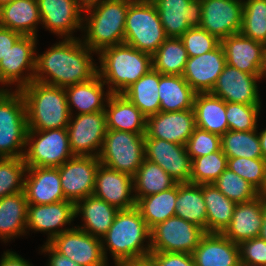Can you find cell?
I'll list each match as a JSON object with an SVG mask.
<instances>
[{
    "mask_svg": "<svg viewBox=\"0 0 266 266\" xmlns=\"http://www.w3.org/2000/svg\"><path fill=\"white\" fill-rule=\"evenodd\" d=\"M151 252H177L192 254L206 234L200 226L178 216L156 224L150 229Z\"/></svg>",
    "mask_w": 266,
    "mask_h": 266,
    "instance_id": "obj_10",
    "label": "cell"
},
{
    "mask_svg": "<svg viewBox=\"0 0 266 266\" xmlns=\"http://www.w3.org/2000/svg\"><path fill=\"white\" fill-rule=\"evenodd\" d=\"M240 33L266 45V0L243 1Z\"/></svg>",
    "mask_w": 266,
    "mask_h": 266,
    "instance_id": "obj_43",
    "label": "cell"
},
{
    "mask_svg": "<svg viewBox=\"0 0 266 266\" xmlns=\"http://www.w3.org/2000/svg\"><path fill=\"white\" fill-rule=\"evenodd\" d=\"M167 38L153 2L132 0L126 15L124 43L153 55Z\"/></svg>",
    "mask_w": 266,
    "mask_h": 266,
    "instance_id": "obj_6",
    "label": "cell"
},
{
    "mask_svg": "<svg viewBox=\"0 0 266 266\" xmlns=\"http://www.w3.org/2000/svg\"><path fill=\"white\" fill-rule=\"evenodd\" d=\"M175 215L192 222L206 232V206L202 194V185L177 183V200L175 203Z\"/></svg>",
    "mask_w": 266,
    "mask_h": 266,
    "instance_id": "obj_36",
    "label": "cell"
},
{
    "mask_svg": "<svg viewBox=\"0 0 266 266\" xmlns=\"http://www.w3.org/2000/svg\"><path fill=\"white\" fill-rule=\"evenodd\" d=\"M263 159L266 160V129L258 133Z\"/></svg>",
    "mask_w": 266,
    "mask_h": 266,
    "instance_id": "obj_57",
    "label": "cell"
},
{
    "mask_svg": "<svg viewBox=\"0 0 266 266\" xmlns=\"http://www.w3.org/2000/svg\"><path fill=\"white\" fill-rule=\"evenodd\" d=\"M72 119L71 115L67 131L73 155L98 157L107 132L105 111L77 114L73 121ZM97 149L98 151H96Z\"/></svg>",
    "mask_w": 266,
    "mask_h": 266,
    "instance_id": "obj_11",
    "label": "cell"
},
{
    "mask_svg": "<svg viewBox=\"0 0 266 266\" xmlns=\"http://www.w3.org/2000/svg\"><path fill=\"white\" fill-rule=\"evenodd\" d=\"M14 0H0V8L4 5L10 4Z\"/></svg>",
    "mask_w": 266,
    "mask_h": 266,
    "instance_id": "obj_60",
    "label": "cell"
},
{
    "mask_svg": "<svg viewBox=\"0 0 266 266\" xmlns=\"http://www.w3.org/2000/svg\"><path fill=\"white\" fill-rule=\"evenodd\" d=\"M41 23L37 0H14L0 8V26L20 33L36 35V25Z\"/></svg>",
    "mask_w": 266,
    "mask_h": 266,
    "instance_id": "obj_30",
    "label": "cell"
},
{
    "mask_svg": "<svg viewBox=\"0 0 266 266\" xmlns=\"http://www.w3.org/2000/svg\"><path fill=\"white\" fill-rule=\"evenodd\" d=\"M105 100L107 129L146 134L147 117L124 95L111 94Z\"/></svg>",
    "mask_w": 266,
    "mask_h": 266,
    "instance_id": "obj_28",
    "label": "cell"
},
{
    "mask_svg": "<svg viewBox=\"0 0 266 266\" xmlns=\"http://www.w3.org/2000/svg\"><path fill=\"white\" fill-rule=\"evenodd\" d=\"M84 6L97 0H79Z\"/></svg>",
    "mask_w": 266,
    "mask_h": 266,
    "instance_id": "obj_61",
    "label": "cell"
},
{
    "mask_svg": "<svg viewBox=\"0 0 266 266\" xmlns=\"http://www.w3.org/2000/svg\"><path fill=\"white\" fill-rule=\"evenodd\" d=\"M221 150L227 158H263L257 129L251 131H226L221 136Z\"/></svg>",
    "mask_w": 266,
    "mask_h": 266,
    "instance_id": "obj_41",
    "label": "cell"
},
{
    "mask_svg": "<svg viewBox=\"0 0 266 266\" xmlns=\"http://www.w3.org/2000/svg\"><path fill=\"white\" fill-rule=\"evenodd\" d=\"M221 45L228 65L245 73L259 75L265 44L236 33L222 39Z\"/></svg>",
    "mask_w": 266,
    "mask_h": 266,
    "instance_id": "obj_26",
    "label": "cell"
},
{
    "mask_svg": "<svg viewBox=\"0 0 266 266\" xmlns=\"http://www.w3.org/2000/svg\"><path fill=\"white\" fill-rule=\"evenodd\" d=\"M119 266H155L150 258L127 261L121 263Z\"/></svg>",
    "mask_w": 266,
    "mask_h": 266,
    "instance_id": "obj_55",
    "label": "cell"
},
{
    "mask_svg": "<svg viewBox=\"0 0 266 266\" xmlns=\"http://www.w3.org/2000/svg\"><path fill=\"white\" fill-rule=\"evenodd\" d=\"M74 218L75 204L69 200L41 205L28 204L26 228L49 232L47 242H50L55 236L70 230L71 228L59 229L58 227L71 224Z\"/></svg>",
    "mask_w": 266,
    "mask_h": 266,
    "instance_id": "obj_23",
    "label": "cell"
},
{
    "mask_svg": "<svg viewBox=\"0 0 266 266\" xmlns=\"http://www.w3.org/2000/svg\"><path fill=\"white\" fill-rule=\"evenodd\" d=\"M92 52L80 39L65 38L36 55L34 80L61 88L87 82L98 74Z\"/></svg>",
    "mask_w": 266,
    "mask_h": 266,
    "instance_id": "obj_1",
    "label": "cell"
},
{
    "mask_svg": "<svg viewBox=\"0 0 266 266\" xmlns=\"http://www.w3.org/2000/svg\"><path fill=\"white\" fill-rule=\"evenodd\" d=\"M167 37L180 38L188 29L200 27L202 0H151Z\"/></svg>",
    "mask_w": 266,
    "mask_h": 266,
    "instance_id": "obj_17",
    "label": "cell"
},
{
    "mask_svg": "<svg viewBox=\"0 0 266 266\" xmlns=\"http://www.w3.org/2000/svg\"><path fill=\"white\" fill-rule=\"evenodd\" d=\"M261 105H247L226 102V117L228 130L251 131L256 130L257 118Z\"/></svg>",
    "mask_w": 266,
    "mask_h": 266,
    "instance_id": "obj_46",
    "label": "cell"
},
{
    "mask_svg": "<svg viewBox=\"0 0 266 266\" xmlns=\"http://www.w3.org/2000/svg\"><path fill=\"white\" fill-rule=\"evenodd\" d=\"M196 128L194 109L159 112L147 117L145 138H158L186 145Z\"/></svg>",
    "mask_w": 266,
    "mask_h": 266,
    "instance_id": "obj_20",
    "label": "cell"
},
{
    "mask_svg": "<svg viewBox=\"0 0 266 266\" xmlns=\"http://www.w3.org/2000/svg\"><path fill=\"white\" fill-rule=\"evenodd\" d=\"M228 158L220 149L214 153L194 158L191 166L190 183L213 184L226 170Z\"/></svg>",
    "mask_w": 266,
    "mask_h": 266,
    "instance_id": "obj_42",
    "label": "cell"
},
{
    "mask_svg": "<svg viewBox=\"0 0 266 266\" xmlns=\"http://www.w3.org/2000/svg\"><path fill=\"white\" fill-rule=\"evenodd\" d=\"M240 263L266 266V241L259 237L239 244Z\"/></svg>",
    "mask_w": 266,
    "mask_h": 266,
    "instance_id": "obj_50",
    "label": "cell"
},
{
    "mask_svg": "<svg viewBox=\"0 0 266 266\" xmlns=\"http://www.w3.org/2000/svg\"><path fill=\"white\" fill-rule=\"evenodd\" d=\"M149 258L155 266H196L192 254L177 252H151Z\"/></svg>",
    "mask_w": 266,
    "mask_h": 266,
    "instance_id": "obj_51",
    "label": "cell"
},
{
    "mask_svg": "<svg viewBox=\"0 0 266 266\" xmlns=\"http://www.w3.org/2000/svg\"><path fill=\"white\" fill-rule=\"evenodd\" d=\"M258 195L261 196L262 198L266 199V175H265L263 186L258 191Z\"/></svg>",
    "mask_w": 266,
    "mask_h": 266,
    "instance_id": "obj_59",
    "label": "cell"
},
{
    "mask_svg": "<svg viewBox=\"0 0 266 266\" xmlns=\"http://www.w3.org/2000/svg\"><path fill=\"white\" fill-rule=\"evenodd\" d=\"M41 22L46 29L66 36L75 38L73 31L82 29L84 5L79 0H37Z\"/></svg>",
    "mask_w": 266,
    "mask_h": 266,
    "instance_id": "obj_19",
    "label": "cell"
},
{
    "mask_svg": "<svg viewBox=\"0 0 266 266\" xmlns=\"http://www.w3.org/2000/svg\"><path fill=\"white\" fill-rule=\"evenodd\" d=\"M177 184L160 193L145 196L136 202V208L151 229L156 224L175 216Z\"/></svg>",
    "mask_w": 266,
    "mask_h": 266,
    "instance_id": "obj_38",
    "label": "cell"
},
{
    "mask_svg": "<svg viewBox=\"0 0 266 266\" xmlns=\"http://www.w3.org/2000/svg\"><path fill=\"white\" fill-rule=\"evenodd\" d=\"M22 35L18 32L12 31L9 28L0 26V61L6 56L13 44Z\"/></svg>",
    "mask_w": 266,
    "mask_h": 266,
    "instance_id": "obj_52",
    "label": "cell"
},
{
    "mask_svg": "<svg viewBox=\"0 0 266 266\" xmlns=\"http://www.w3.org/2000/svg\"><path fill=\"white\" fill-rule=\"evenodd\" d=\"M98 54V75L110 85L108 91L111 94H122L153 68L152 55L125 43L106 47Z\"/></svg>",
    "mask_w": 266,
    "mask_h": 266,
    "instance_id": "obj_5",
    "label": "cell"
},
{
    "mask_svg": "<svg viewBox=\"0 0 266 266\" xmlns=\"http://www.w3.org/2000/svg\"><path fill=\"white\" fill-rule=\"evenodd\" d=\"M132 0H97L84 6L86 37L83 43L97 54L102 49L124 43L125 23ZM87 28V29H86Z\"/></svg>",
    "mask_w": 266,
    "mask_h": 266,
    "instance_id": "obj_4",
    "label": "cell"
},
{
    "mask_svg": "<svg viewBox=\"0 0 266 266\" xmlns=\"http://www.w3.org/2000/svg\"><path fill=\"white\" fill-rule=\"evenodd\" d=\"M98 157L74 156L58 167L65 200L74 204L93 195Z\"/></svg>",
    "mask_w": 266,
    "mask_h": 266,
    "instance_id": "obj_13",
    "label": "cell"
},
{
    "mask_svg": "<svg viewBox=\"0 0 266 266\" xmlns=\"http://www.w3.org/2000/svg\"><path fill=\"white\" fill-rule=\"evenodd\" d=\"M144 139L145 135L107 129L100 164L134 177L145 159Z\"/></svg>",
    "mask_w": 266,
    "mask_h": 266,
    "instance_id": "obj_8",
    "label": "cell"
},
{
    "mask_svg": "<svg viewBox=\"0 0 266 266\" xmlns=\"http://www.w3.org/2000/svg\"><path fill=\"white\" fill-rule=\"evenodd\" d=\"M45 243L42 252L50 253L48 266H79L67 256L58 253L48 242Z\"/></svg>",
    "mask_w": 266,
    "mask_h": 266,
    "instance_id": "obj_53",
    "label": "cell"
},
{
    "mask_svg": "<svg viewBox=\"0 0 266 266\" xmlns=\"http://www.w3.org/2000/svg\"><path fill=\"white\" fill-rule=\"evenodd\" d=\"M213 184L222 194L236 203L248 202L259 196L258 190L252 184L229 168H226Z\"/></svg>",
    "mask_w": 266,
    "mask_h": 266,
    "instance_id": "obj_45",
    "label": "cell"
},
{
    "mask_svg": "<svg viewBox=\"0 0 266 266\" xmlns=\"http://www.w3.org/2000/svg\"><path fill=\"white\" fill-rule=\"evenodd\" d=\"M221 149V136L202 130L198 127L186 143V150L193 160L194 158L214 153Z\"/></svg>",
    "mask_w": 266,
    "mask_h": 266,
    "instance_id": "obj_49",
    "label": "cell"
},
{
    "mask_svg": "<svg viewBox=\"0 0 266 266\" xmlns=\"http://www.w3.org/2000/svg\"><path fill=\"white\" fill-rule=\"evenodd\" d=\"M134 178L128 174L99 165L93 195L115 206L119 210H128L136 207Z\"/></svg>",
    "mask_w": 266,
    "mask_h": 266,
    "instance_id": "obj_21",
    "label": "cell"
},
{
    "mask_svg": "<svg viewBox=\"0 0 266 266\" xmlns=\"http://www.w3.org/2000/svg\"><path fill=\"white\" fill-rule=\"evenodd\" d=\"M240 266H258V265L240 264Z\"/></svg>",
    "mask_w": 266,
    "mask_h": 266,
    "instance_id": "obj_62",
    "label": "cell"
},
{
    "mask_svg": "<svg viewBox=\"0 0 266 266\" xmlns=\"http://www.w3.org/2000/svg\"><path fill=\"white\" fill-rule=\"evenodd\" d=\"M257 80H260L259 75L245 73L226 64L210 93L225 102L261 105Z\"/></svg>",
    "mask_w": 266,
    "mask_h": 266,
    "instance_id": "obj_18",
    "label": "cell"
},
{
    "mask_svg": "<svg viewBox=\"0 0 266 266\" xmlns=\"http://www.w3.org/2000/svg\"><path fill=\"white\" fill-rule=\"evenodd\" d=\"M20 92L26 104L28 130L67 128L71 113L64 88L33 80Z\"/></svg>",
    "mask_w": 266,
    "mask_h": 266,
    "instance_id": "obj_3",
    "label": "cell"
},
{
    "mask_svg": "<svg viewBox=\"0 0 266 266\" xmlns=\"http://www.w3.org/2000/svg\"><path fill=\"white\" fill-rule=\"evenodd\" d=\"M118 211L119 209L115 206L108 204L106 201L94 195L75 203V218L80 213L84 221L83 227L78 226V228L100 239L109 230Z\"/></svg>",
    "mask_w": 266,
    "mask_h": 266,
    "instance_id": "obj_29",
    "label": "cell"
},
{
    "mask_svg": "<svg viewBox=\"0 0 266 266\" xmlns=\"http://www.w3.org/2000/svg\"><path fill=\"white\" fill-rule=\"evenodd\" d=\"M145 159L158 164L177 183L190 182L192 160L186 145L158 138L144 139Z\"/></svg>",
    "mask_w": 266,
    "mask_h": 266,
    "instance_id": "obj_16",
    "label": "cell"
},
{
    "mask_svg": "<svg viewBox=\"0 0 266 266\" xmlns=\"http://www.w3.org/2000/svg\"><path fill=\"white\" fill-rule=\"evenodd\" d=\"M48 243L79 266H108L101 239L77 227L62 232Z\"/></svg>",
    "mask_w": 266,
    "mask_h": 266,
    "instance_id": "obj_12",
    "label": "cell"
},
{
    "mask_svg": "<svg viewBox=\"0 0 266 266\" xmlns=\"http://www.w3.org/2000/svg\"><path fill=\"white\" fill-rule=\"evenodd\" d=\"M264 76L266 77V47L264 49L261 65L259 68V77L264 78Z\"/></svg>",
    "mask_w": 266,
    "mask_h": 266,
    "instance_id": "obj_58",
    "label": "cell"
},
{
    "mask_svg": "<svg viewBox=\"0 0 266 266\" xmlns=\"http://www.w3.org/2000/svg\"><path fill=\"white\" fill-rule=\"evenodd\" d=\"M188 58L182 40L168 37L152 55L153 69L162 75H182Z\"/></svg>",
    "mask_w": 266,
    "mask_h": 266,
    "instance_id": "obj_40",
    "label": "cell"
},
{
    "mask_svg": "<svg viewBox=\"0 0 266 266\" xmlns=\"http://www.w3.org/2000/svg\"><path fill=\"white\" fill-rule=\"evenodd\" d=\"M188 57H195L216 49L221 41L200 27L188 29L181 37Z\"/></svg>",
    "mask_w": 266,
    "mask_h": 266,
    "instance_id": "obj_48",
    "label": "cell"
},
{
    "mask_svg": "<svg viewBox=\"0 0 266 266\" xmlns=\"http://www.w3.org/2000/svg\"><path fill=\"white\" fill-rule=\"evenodd\" d=\"M36 38L33 36H21L13 44L6 56L0 61V83L10 85L17 82L16 90H20L34 80ZM26 70L32 72L23 76L22 74Z\"/></svg>",
    "mask_w": 266,
    "mask_h": 266,
    "instance_id": "obj_14",
    "label": "cell"
},
{
    "mask_svg": "<svg viewBox=\"0 0 266 266\" xmlns=\"http://www.w3.org/2000/svg\"><path fill=\"white\" fill-rule=\"evenodd\" d=\"M196 266H240L239 244L222 233H206L192 253Z\"/></svg>",
    "mask_w": 266,
    "mask_h": 266,
    "instance_id": "obj_25",
    "label": "cell"
},
{
    "mask_svg": "<svg viewBox=\"0 0 266 266\" xmlns=\"http://www.w3.org/2000/svg\"><path fill=\"white\" fill-rule=\"evenodd\" d=\"M24 194L28 204H51L64 201L58 167H27Z\"/></svg>",
    "mask_w": 266,
    "mask_h": 266,
    "instance_id": "obj_24",
    "label": "cell"
},
{
    "mask_svg": "<svg viewBox=\"0 0 266 266\" xmlns=\"http://www.w3.org/2000/svg\"><path fill=\"white\" fill-rule=\"evenodd\" d=\"M146 239L149 242L144 247ZM150 239V228L136 207L119 210L109 230L101 238L104 257L107 261L106 249H109L116 266L127 261L149 258ZM104 244L107 245L106 248Z\"/></svg>",
    "mask_w": 266,
    "mask_h": 266,
    "instance_id": "obj_2",
    "label": "cell"
},
{
    "mask_svg": "<svg viewBox=\"0 0 266 266\" xmlns=\"http://www.w3.org/2000/svg\"><path fill=\"white\" fill-rule=\"evenodd\" d=\"M262 218L263 222L258 237L266 241V199L263 201Z\"/></svg>",
    "mask_w": 266,
    "mask_h": 266,
    "instance_id": "obj_56",
    "label": "cell"
},
{
    "mask_svg": "<svg viewBox=\"0 0 266 266\" xmlns=\"http://www.w3.org/2000/svg\"><path fill=\"white\" fill-rule=\"evenodd\" d=\"M196 127L222 136L228 131L226 102L211 94L196 93L193 105Z\"/></svg>",
    "mask_w": 266,
    "mask_h": 266,
    "instance_id": "obj_31",
    "label": "cell"
},
{
    "mask_svg": "<svg viewBox=\"0 0 266 266\" xmlns=\"http://www.w3.org/2000/svg\"><path fill=\"white\" fill-rule=\"evenodd\" d=\"M134 178L136 202L145 196L160 193L174 187L177 182L158 164L144 159Z\"/></svg>",
    "mask_w": 266,
    "mask_h": 266,
    "instance_id": "obj_39",
    "label": "cell"
},
{
    "mask_svg": "<svg viewBox=\"0 0 266 266\" xmlns=\"http://www.w3.org/2000/svg\"><path fill=\"white\" fill-rule=\"evenodd\" d=\"M207 218L206 233H222L230 224L236 202L222 194L214 184H202Z\"/></svg>",
    "mask_w": 266,
    "mask_h": 266,
    "instance_id": "obj_35",
    "label": "cell"
},
{
    "mask_svg": "<svg viewBox=\"0 0 266 266\" xmlns=\"http://www.w3.org/2000/svg\"><path fill=\"white\" fill-rule=\"evenodd\" d=\"M243 9L242 0H202L200 28L220 41L232 34L240 33Z\"/></svg>",
    "mask_w": 266,
    "mask_h": 266,
    "instance_id": "obj_15",
    "label": "cell"
},
{
    "mask_svg": "<svg viewBox=\"0 0 266 266\" xmlns=\"http://www.w3.org/2000/svg\"><path fill=\"white\" fill-rule=\"evenodd\" d=\"M263 201L264 198L258 196L251 201L237 203L230 224L222 234L236 244L258 237L263 222Z\"/></svg>",
    "mask_w": 266,
    "mask_h": 266,
    "instance_id": "obj_27",
    "label": "cell"
},
{
    "mask_svg": "<svg viewBox=\"0 0 266 266\" xmlns=\"http://www.w3.org/2000/svg\"><path fill=\"white\" fill-rule=\"evenodd\" d=\"M227 168L252 184L258 191L264 183L266 160L263 158L248 159L245 157L228 158Z\"/></svg>",
    "mask_w": 266,
    "mask_h": 266,
    "instance_id": "obj_47",
    "label": "cell"
},
{
    "mask_svg": "<svg viewBox=\"0 0 266 266\" xmlns=\"http://www.w3.org/2000/svg\"><path fill=\"white\" fill-rule=\"evenodd\" d=\"M159 72L153 68L123 93L146 117L160 112Z\"/></svg>",
    "mask_w": 266,
    "mask_h": 266,
    "instance_id": "obj_37",
    "label": "cell"
},
{
    "mask_svg": "<svg viewBox=\"0 0 266 266\" xmlns=\"http://www.w3.org/2000/svg\"><path fill=\"white\" fill-rule=\"evenodd\" d=\"M226 64L220 44L212 51L189 57L182 76L196 93L211 92Z\"/></svg>",
    "mask_w": 266,
    "mask_h": 266,
    "instance_id": "obj_22",
    "label": "cell"
},
{
    "mask_svg": "<svg viewBox=\"0 0 266 266\" xmlns=\"http://www.w3.org/2000/svg\"><path fill=\"white\" fill-rule=\"evenodd\" d=\"M105 83L101 80L97 74L91 80L68 86L65 89L67 96L68 108L71 115L73 114L72 105L77 107L78 114H90L95 112L105 111L106 105L103 100L111 95L108 91L104 94L103 86ZM103 96H106L103 98Z\"/></svg>",
    "mask_w": 266,
    "mask_h": 266,
    "instance_id": "obj_33",
    "label": "cell"
},
{
    "mask_svg": "<svg viewBox=\"0 0 266 266\" xmlns=\"http://www.w3.org/2000/svg\"><path fill=\"white\" fill-rule=\"evenodd\" d=\"M158 88L161 112L193 109L196 92L182 75H162L159 72Z\"/></svg>",
    "mask_w": 266,
    "mask_h": 266,
    "instance_id": "obj_32",
    "label": "cell"
},
{
    "mask_svg": "<svg viewBox=\"0 0 266 266\" xmlns=\"http://www.w3.org/2000/svg\"><path fill=\"white\" fill-rule=\"evenodd\" d=\"M26 146L23 158L27 167H59L74 157L67 128L28 130Z\"/></svg>",
    "mask_w": 266,
    "mask_h": 266,
    "instance_id": "obj_9",
    "label": "cell"
},
{
    "mask_svg": "<svg viewBox=\"0 0 266 266\" xmlns=\"http://www.w3.org/2000/svg\"><path fill=\"white\" fill-rule=\"evenodd\" d=\"M28 201L24 191L0 199V239L7 241L27 230Z\"/></svg>",
    "mask_w": 266,
    "mask_h": 266,
    "instance_id": "obj_34",
    "label": "cell"
},
{
    "mask_svg": "<svg viewBox=\"0 0 266 266\" xmlns=\"http://www.w3.org/2000/svg\"><path fill=\"white\" fill-rule=\"evenodd\" d=\"M27 132L26 104L22 93L20 90L11 93L0 89V158L24 157L22 148L27 147Z\"/></svg>",
    "mask_w": 266,
    "mask_h": 266,
    "instance_id": "obj_7",
    "label": "cell"
},
{
    "mask_svg": "<svg viewBox=\"0 0 266 266\" xmlns=\"http://www.w3.org/2000/svg\"><path fill=\"white\" fill-rule=\"evenodd\" d=\"M27 171L23 157L0 158V199L24 191L23 176Z\"/></svg>",
    "mask_w": 266,
    "mask_h": 266,
    "instance_id": "obj_44",
    "label": "cell"
},
{
    "mask_svg": "<svg viewBox=\"0 0 266 266\" xmlns=\"http://www.w3.org/2000/svg\"><path fill=\"white\" fill-rule=\"evenodd\" d=\"M0 266H31V264L15 252L6 251L0 260Z\"/></svg>",
    "mask_w": 266,
    "mask_h": 266,
    "instance_id": "obj_54",
    "label": "cell"
}]
</instances>
